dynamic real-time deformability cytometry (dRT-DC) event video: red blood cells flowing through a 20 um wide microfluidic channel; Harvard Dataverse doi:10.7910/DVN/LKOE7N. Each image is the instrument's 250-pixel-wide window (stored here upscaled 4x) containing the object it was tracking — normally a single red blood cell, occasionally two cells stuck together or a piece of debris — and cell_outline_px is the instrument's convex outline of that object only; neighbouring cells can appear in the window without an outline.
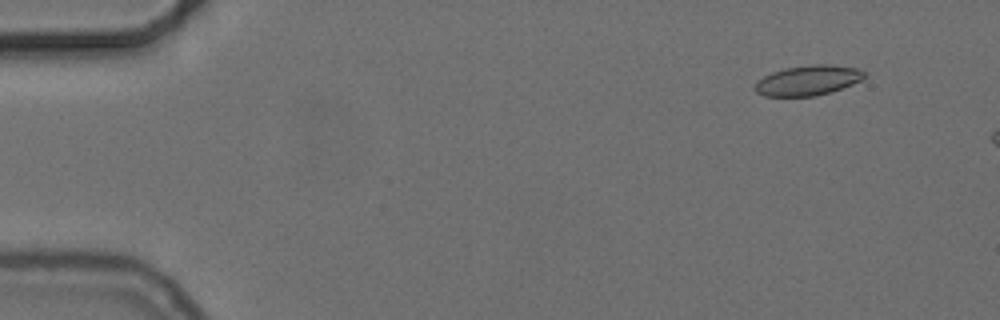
{"species": "common noctule bat (a hibernating species)", "species_latin": "Nyctalus noctula", "temperature_condition": "cold", "stored_images_in_passage": 12, "camera_frame_rate_fps": 3000, "um_per_image_px": 0.085, "animal": {"sex": "female", "body_mass_g": 24.6, "forearm_length_mm": 56.2}, "frame": {"image": 1, "passage_image": 6, "time_ms": 1.667, "image_size_px": [1000, 320], "cell_outline_px": [[868, 76], [852, 84], [832, 92], [816, 96], [764, 96], [756, 92], [752, 88], [764, 76], [772, 72], [784, 68], [812, 64], [828, 64], [856, 68], [864, 72]], "centroid_in_image_um": [68.68, 6.83], "position_along_channel_um": 16.3, "area_um2": 19.19}}